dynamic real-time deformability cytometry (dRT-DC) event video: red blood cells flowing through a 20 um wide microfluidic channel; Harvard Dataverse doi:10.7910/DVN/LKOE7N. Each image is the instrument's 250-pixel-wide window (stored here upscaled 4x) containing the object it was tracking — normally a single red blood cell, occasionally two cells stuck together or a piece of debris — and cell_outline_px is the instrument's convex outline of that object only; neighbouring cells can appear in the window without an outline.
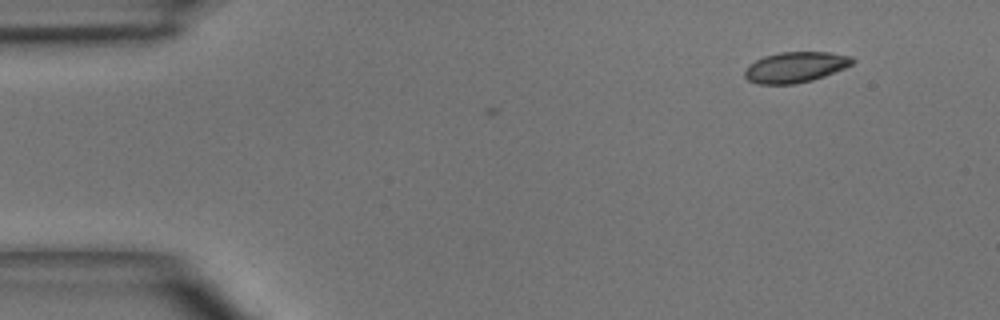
{"species": "common noctule bat (a hibernating species)", "species_latin": "Nyctalus noctula", "temperature_condition": "room temperature", "stored_images_in_passage": 2, "camera_frame_rate_fps": 3000, "um_per_image_px": 0.085, "animal": {"sex": "male", "body_mass_g": 15.6}, "frame": {"image": 1, "passage_image": 2, "time_ms": 1.0, "image_size_px": [1000, 320], "cell_outline_px": [[856, 60], [852, 64], [844, 68], [824, 76], [812, 80], [792, 84], [756, 84], [748, 80], [744, 76], [744, 72], [756, 60], [764, 56], [780, 52], [828, 52], [852, 56]], "centroid_in_image_um": [67.63, 5.71], "position_along_channel_um": 17.4, "area_um2": 19.07}}